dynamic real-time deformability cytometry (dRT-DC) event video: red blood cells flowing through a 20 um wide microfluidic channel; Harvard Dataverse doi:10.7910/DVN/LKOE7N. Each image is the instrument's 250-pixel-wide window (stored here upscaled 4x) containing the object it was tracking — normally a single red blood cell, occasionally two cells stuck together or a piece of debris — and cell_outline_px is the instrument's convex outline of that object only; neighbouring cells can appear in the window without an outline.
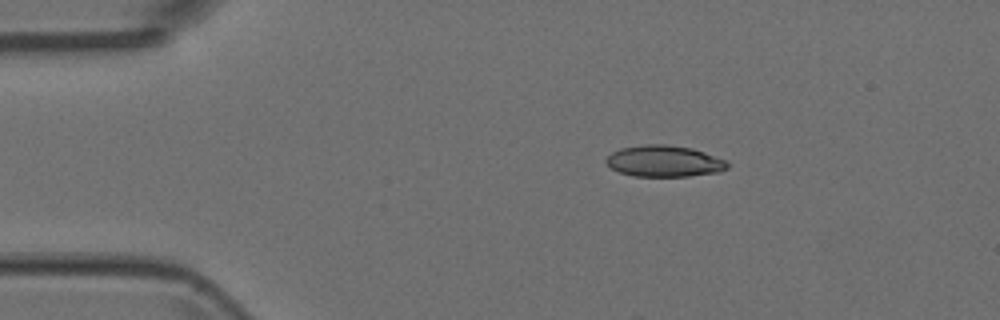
{"species": "Egyptian fruit bat (a non-hibernating species)", "species_latin": "Rousettus aegyptiacus", "temperature_condition": "room temperature", "stored_images_in_passage": 4, "camera_frame_rate_fps": 3000, "um_per_image_px": 0.085, "animal": {"sex": "female"}, "frame": {"image": 1, "passage_image": 2, "time_ms": 0.333, "image_size_px": [1000, 320], "cell_outline_px": [[728, 168], [720, 172], [688, 176], [632, 176], [620, 172], [612, 168], [604, 160], [612, 152], [620, 148], [644, 144], [664, 144], [692, 148], [704, 152], [724, 160], [728, 164]], "centroid_in_image_um": [56.44, 13.69], "position_along_channel_um": 28.6, "area_um2": 22.08}}